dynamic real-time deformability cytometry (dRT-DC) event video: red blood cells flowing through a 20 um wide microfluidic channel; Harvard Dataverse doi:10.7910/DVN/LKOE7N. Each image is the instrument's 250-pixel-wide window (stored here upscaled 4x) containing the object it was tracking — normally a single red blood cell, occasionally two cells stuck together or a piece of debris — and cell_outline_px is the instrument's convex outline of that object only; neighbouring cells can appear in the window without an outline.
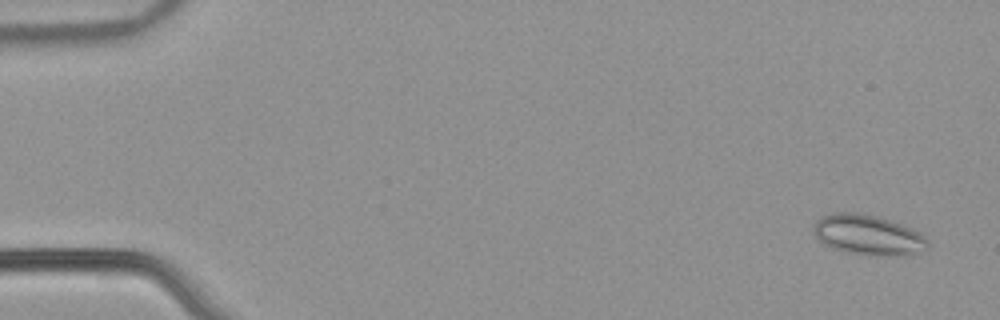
{"species": "common noctule bat (a hibernating species)", "species_latin": "Nyctalus noctula", "temperature_condition": "warm", "stored_images_in_passage": 54, "camera_frame_rate_fps": 3000, "um_per_image_px": 0.085, "animal": {"sex": "male", "body_mass_g": 21.5, "forearm_length_mm": 52.0}, "frame": {"image": 1, "passage_image": 3, "time_ms": 0.667, "image_size_px": [1000, 320], "cell_outline_px": [[928, 248], [908, 256], [880, 256], [844, 252], [832, 248], [824, 244], [816, 236], [812, 228], [816, 220], [820, 216], [836, 212], [860, 212], [876, 216], [912, 228], [920, 232], [928, 240]], "centroid_in_image_um": [73.79, 19.97], "position_along_channel_um": 11.2, "area_um2": 27.05}}
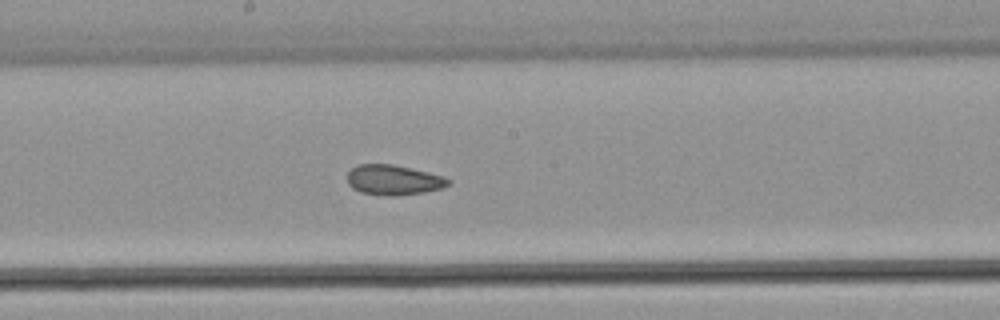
{"frame": {"image": 2, "passage_image": 30, "time_ms": 9.667, "image_size_px": [1000, 320], "cell_outline_px": [[452, 180], [444, 188], [424, 192], [396, 196], [388, 196], [360, 192], [352, 188], [348, 184], [348, 172], [352, 168], [360, 164], [392, 164], [428, 172], [444, 176]], "centroid_in_image_um": [33.47, 15.3], "position_along_channel_um": 214.7, "area_um2": 17.74}}
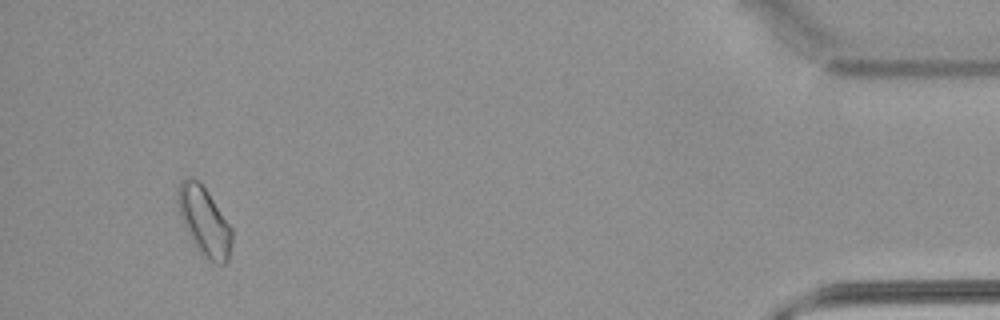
{"frame": {"image": 3, "passage_image": 51, "time_ms": 16.667, "image_size_px": [1000, 320], "cell_outline_px": [[232, 244], [228, 260], [224, 264], [216, 264], [208, 260], [200, 252], [192, 240], [180, 216], [176, 192], [184, 176], [196, 180], [208, 192], [232, 228]], "centroid_in_image_um": [17.38, 18.82], "position_along_channel_um": 417.8, "area_um2": 21.33}, "authors_computed_cell_mechanics": {"area_um2": 19.1607, "velocity_mm_per_s": 3.9061, "shape_relaxation_time_tau1_ms": null, "shape_relaxation_time_tau2_ms": 1.9147, "deformation_change_tau1": null, "deformation_change_tau2": 0.0679}}